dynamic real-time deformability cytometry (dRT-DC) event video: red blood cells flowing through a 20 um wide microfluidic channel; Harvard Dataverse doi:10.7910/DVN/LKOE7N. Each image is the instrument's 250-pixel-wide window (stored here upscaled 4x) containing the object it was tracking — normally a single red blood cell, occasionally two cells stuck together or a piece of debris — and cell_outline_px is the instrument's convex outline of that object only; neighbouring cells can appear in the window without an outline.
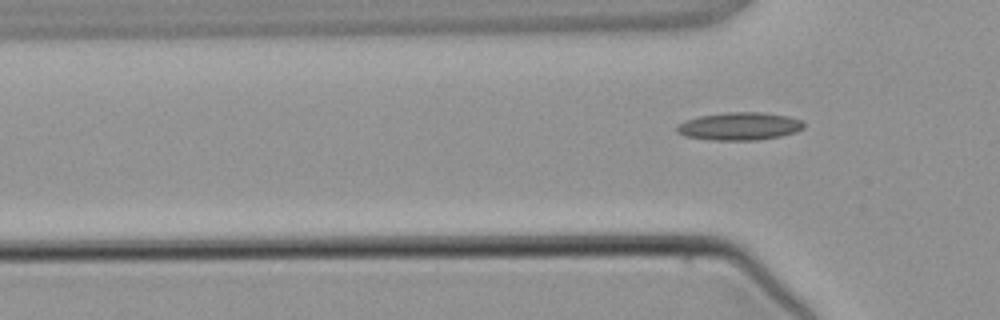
{"species": "common noctule bat (a hibernating species)", "species_latin": "Nyctalus noctula", "temperature_condition": "warm", "stored_images_in_passage": 4, "camera_frame_rate_fps": 3000, "um_per_image_px": 0.085, "animal": {"sex": "male", "body_mass_g": 21.5, "forearm_length_mm": 52.0}, "frame": {"image": 1, "passage_image": 4, "time_ms": 3.667, "image_size_px": [1000, 320], "cell_outline_px": [[804, 128], [796, 132], [780, 136], [756, 140], [712, 140], [684, 136], [676, 132], [676, 128], [680, 124], [688, 120], [700, 116], [728, 112], [760, 112], [788, 116], [804, 120]], "centroid_in_image_um": [62.9, 10.73], "position_along_channel_um": 62.9, "area_um2": 20.52}}